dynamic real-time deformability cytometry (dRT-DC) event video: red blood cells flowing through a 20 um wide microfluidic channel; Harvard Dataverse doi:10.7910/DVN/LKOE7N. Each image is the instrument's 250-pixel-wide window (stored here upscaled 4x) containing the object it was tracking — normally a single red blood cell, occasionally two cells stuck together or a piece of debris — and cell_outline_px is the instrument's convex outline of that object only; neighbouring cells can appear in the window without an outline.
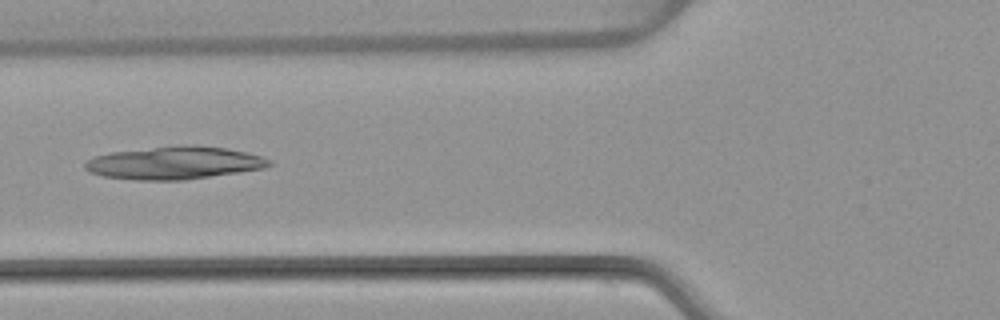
{"species": "common noctule bat (a hibernating species)", "species_latin": "Nyctalus noctula", "temperature_condition": "warm", "stored_images_in_passage": 6, "camera_frame_rate_fps": 3000, "um_per_image_px": 0.085, "animal": {"sex": "female", "body_mass_g": 22.7, "forearm_length_mm": 54.2}, "frame": {"image": 1, "passage_image": 5, "time_ms": 5.0, "image_size_px": [1000, 320], "cell_outline_px": [[272, 164], [264, 168], [240, 172], [184, 180], [136, 180], [104, 176], [88, 172], [84, 168], [84, 164], [92, 156], [112, 152], [180, 144], [188, 144], [228, 148], [248, 152], [272, 160]], "centroid_in_image_um": [14.82, 13.83], "position_along_channel_um": 111.0, "area_um2": 35.43}}
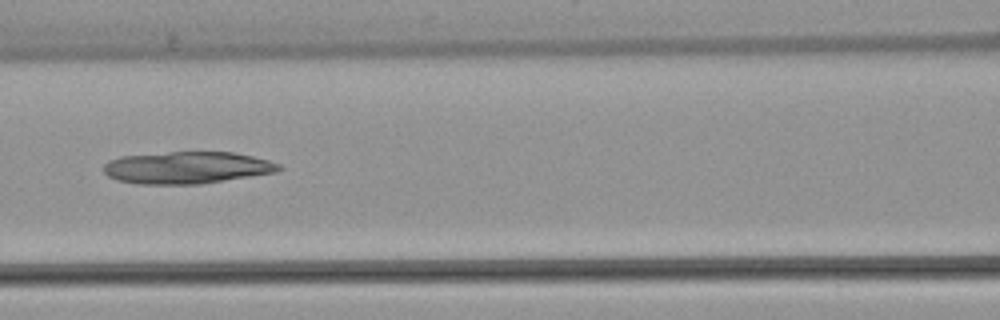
{"frame": {"image": 2, "passage_image": 6, "time_ms": 6.0, "image_size_px": [1000, 320], "cell_outline_px": [[284, 168], [276, 172], [200, 184], [140, 184], [116, 180], [108, 176], [104, 172], [104, 164], [108, 160], [120, 156], [168, 152], [232, 152], [252, 156], [268, 160], [280, 164]], "centroid_in_image_um": [15.88, 14.25], "position_along_channel_um": 150.7, "area_um2": 32.77}}